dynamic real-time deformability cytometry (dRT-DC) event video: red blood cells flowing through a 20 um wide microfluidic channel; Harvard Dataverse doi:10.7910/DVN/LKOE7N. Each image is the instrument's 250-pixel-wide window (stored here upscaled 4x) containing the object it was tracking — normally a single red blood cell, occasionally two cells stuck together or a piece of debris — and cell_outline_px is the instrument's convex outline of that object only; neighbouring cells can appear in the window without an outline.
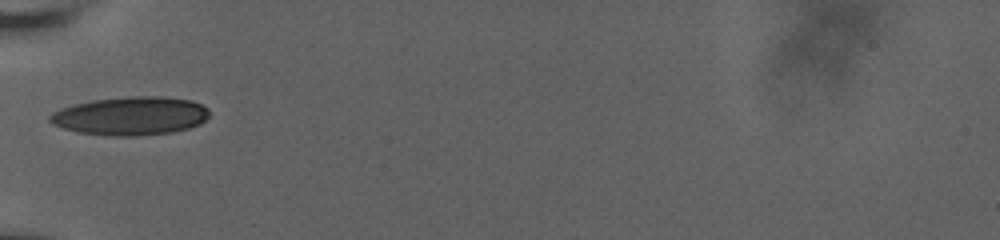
{"species": "human", "species_latin": "Homo sapiens", "temperature_condition": "room temperature", "stored_images_in_passage": 37, "camera_frame_rate_fps": 3000, "um_per_image_px": 0.085, "donor": {"sex": "male"}, "frame": {"image": 1, "passage_image": 1, "time_ms": 0.0, "image_size_px": [1000, 240], "cell_outline_px": [[208, 116], [200, 124], [188, 128], [172, 132], [136, 136], [116, 136], [80, 132], [64, 128], [52, 124], [48, 120], [48, 116], [52, 112], [60, 108], [92, 100], [128, 96], [160, 96], [192, 100], [208, 108]], "centroid_in_image_um": [11.09, 9.84], "position_along_channel_um": 73.9, "area_um2": 35.66}}
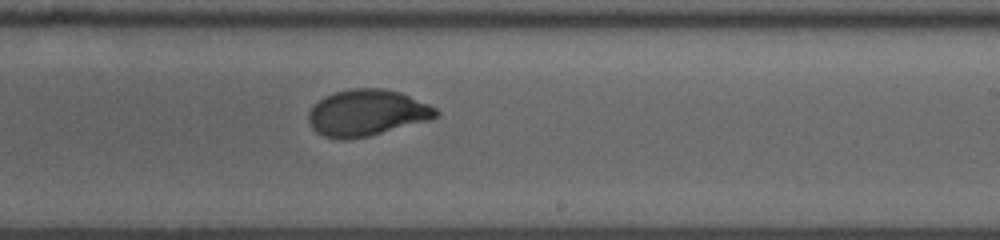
{"frame": {"image": 2, "passage_image": 16, "time_ms": 5.0, "image_size_px": [1000, 240], "cell_outline_px": [[440, 116], [428, 120], [368, 136], [344, 140], [340, 140], [324, 136], [316, 132], [312, 128], [308, 120], [308, 112], [324, 96], [336, 92], [352, 88], [384, 88], [400, 92], [428, 104], [436, 108], [440, 112]], "centroid_in_image_um": [31.18, 9.59], "position_along_channel_um": 257.8, "area_um2": 34.28}}
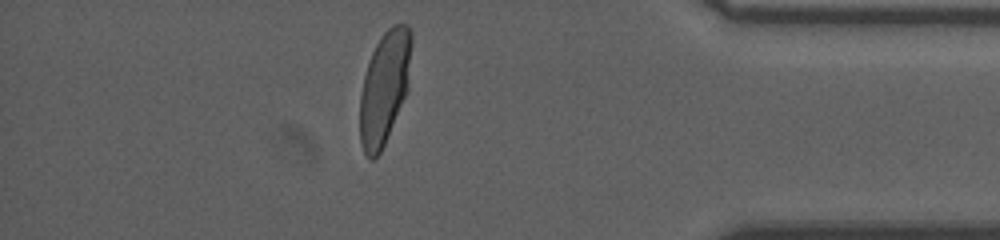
{"frame": {"image": 3, "passage_image": 30, "time_ms": 9.667, "image_size_px": [1000, 240], "cell_outline_px": [[412, 40], [408, 92], [384, 144], [380, 152], [372, 160], [368, 160], [360, 144], [360, 96], [364, 76], [372, 52], [380, 36], [392, 24], [408, 24], [412, 32]], "centroid_in_image_um": [32.69, 7.42], "position_along_channel_um": 402.5, "area_um2": 34.16}, "authors_computed_cell_mechanics": {"area_um2": 34.2176, "velocity_mm_per_s": 3.7064, "shape_relaxation_time_tau1_ms": 4.3529, "shape_relaxation_time_tau2_ms": null, "deformation_change_tau1": 0.1818, "deformation_change_tau2": null}}